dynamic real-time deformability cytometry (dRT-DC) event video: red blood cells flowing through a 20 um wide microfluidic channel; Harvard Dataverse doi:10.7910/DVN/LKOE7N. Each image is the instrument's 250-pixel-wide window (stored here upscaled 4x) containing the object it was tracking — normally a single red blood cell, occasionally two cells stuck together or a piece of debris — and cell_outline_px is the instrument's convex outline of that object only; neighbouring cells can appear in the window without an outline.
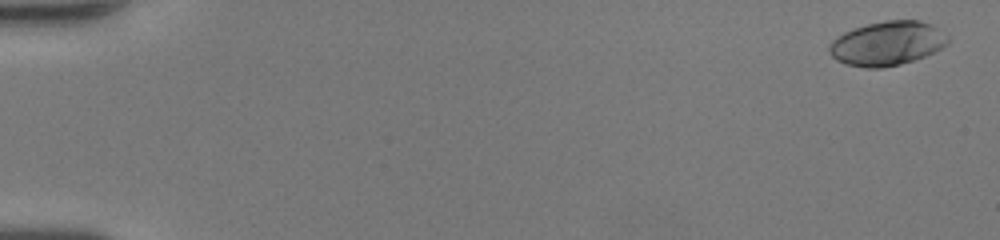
{"species": "human", "species_latin": "Homo sapiens", "temperature_condition": "room temperature", "stored_images_in_passage": 15, "camera_frame_rate_fps": 3000, "um_per_image_px": 0.085, "donor": {"sex": "female"}, "frame": {"image": 1, "passage_image": 2, "time_ms": 0.333, "image_size_px": [1000, 240], "cell_outline_px": [[948, 44], [924, 56], [900, 64], [880, 68], [864, 68], [844, 64], [836, 60], [828, 52], [828, 44], [832, 40], [844, 32], [868, 24], [884, 20], [920, 20], [932, 24], [948, 36]], "centroid_in_image_um": [75.38, 3.69], "position_along_channel_um": 9.6, "area_um2": 30.52}}